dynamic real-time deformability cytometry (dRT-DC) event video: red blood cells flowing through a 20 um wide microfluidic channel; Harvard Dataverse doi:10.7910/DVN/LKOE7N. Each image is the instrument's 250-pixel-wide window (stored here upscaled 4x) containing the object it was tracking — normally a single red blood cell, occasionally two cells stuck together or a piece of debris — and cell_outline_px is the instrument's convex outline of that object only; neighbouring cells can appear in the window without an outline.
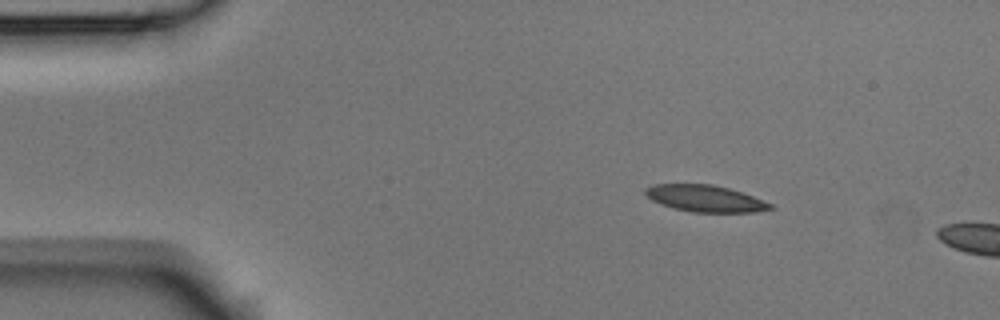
{"species": "Egyptian fruit bat (a non-hibernating species)", "species_latin": "Rousettus aegyptiacus", "temperature_condition": "room temperature", "stored_images_in_passage": 2, "camera_frame_rate_fps": 3000, "um_per_image_px": 0.085, "animal": {"sex": "male"}, "frame": {"image": 1, "passage_image": 1, "time_ms": 0.0, "image_size_px": [1000, 320], "cell_outline_px": [[776, 208], [756, 212], [692, 212], [672, 208], [652, 200], [644, 192], [644, 188], [652, 184], [712, 184], [728, 188], [752, 196], [772, 204]], "centroid_in_image_um": [59.93, 16.87], "position_along_channel_um": 25.1, "area_um2": 19.36}}